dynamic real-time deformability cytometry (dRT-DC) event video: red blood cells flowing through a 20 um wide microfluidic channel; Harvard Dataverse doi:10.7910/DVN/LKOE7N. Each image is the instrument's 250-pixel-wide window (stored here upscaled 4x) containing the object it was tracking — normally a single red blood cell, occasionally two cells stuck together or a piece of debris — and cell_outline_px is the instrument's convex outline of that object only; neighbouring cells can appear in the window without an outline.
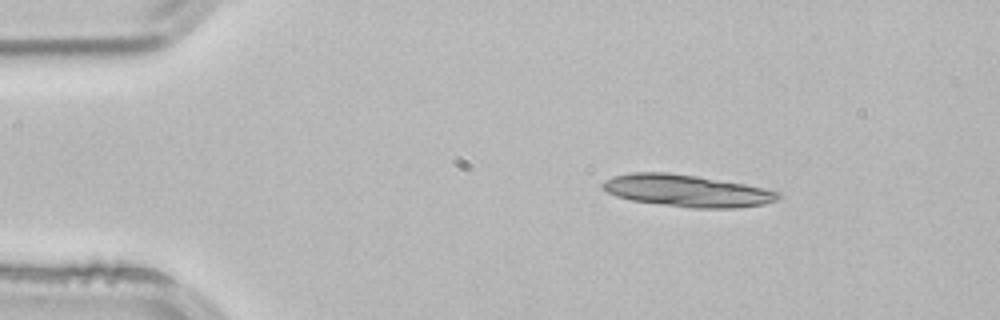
{"species": "common noctule bat (a hibernating species)", "species_latin": "Nyctalus noctula", "temperature_condition": "room temperature", "stored_images_in_passage": 3, "segment_of_instrument_passage": [1, 2], "camera_frame_rate_fps": 3000, "um_per_image_px": 0.085, "animal": {"sex": "male", "body_mass_g": 21.5, "forearm_length_mm": 52.0}, "frame": {"image": 1, "passage_image": 1, "time_ms": 0.0, "image_size_px": [1000, 320], "cell_outline_px": [[784, 196], [776, 200], [764, 204], [736, 208], [692, 208], [632, 200], [616, 196], [600, 188], [600, 184], [604, 180], [612, 176], [632, 172], [668, 172], [696, 176], [744, 184], [780, 192]], "centroid_in_image_um": [58.36, 16.21], "position_along_channel_um": 26.6, "area_um2": 32.71}}